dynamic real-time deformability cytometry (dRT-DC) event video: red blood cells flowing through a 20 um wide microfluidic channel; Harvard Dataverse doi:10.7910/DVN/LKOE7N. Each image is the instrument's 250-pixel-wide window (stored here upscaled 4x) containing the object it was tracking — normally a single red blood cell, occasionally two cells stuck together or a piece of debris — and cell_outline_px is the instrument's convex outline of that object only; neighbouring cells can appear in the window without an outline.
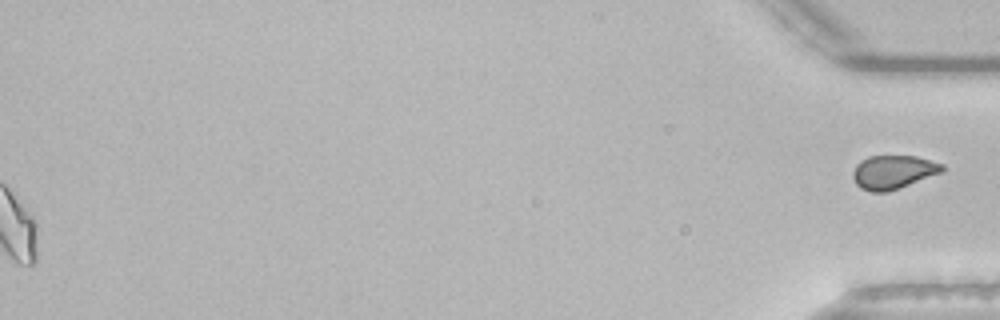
{"species": "common noctule bat (a hibernating species)", "species_latin": "Nyctalus noctula", "temperature_condition": "room temperature", "stored_images_in_passage": 54, "segment_of_instrument_passage": [2, 2], "camera_frame_rate_fps": 3000, "um_per_image_px": 0.085, "animal": {"sex": "male", "body_mass_g": 21.5, "forearm_length_mm": 52.0}, "frame": {"image": 1, "passage_image": 54, "time_ms": 17.667, "image_size_px": [1000, 320], "cell_outline_px": [[944, 172], [888, 192], [872, 192], [860, 188], [856, 184], [852, 176], [852, 172], [856, 164], [860, 160], [868, 156], [916, 156], [944, 164]], "centroid_in_image_um": [75.92, 14.63], "position_along_channel_um": 359.3, "area_um2": 17.74}}